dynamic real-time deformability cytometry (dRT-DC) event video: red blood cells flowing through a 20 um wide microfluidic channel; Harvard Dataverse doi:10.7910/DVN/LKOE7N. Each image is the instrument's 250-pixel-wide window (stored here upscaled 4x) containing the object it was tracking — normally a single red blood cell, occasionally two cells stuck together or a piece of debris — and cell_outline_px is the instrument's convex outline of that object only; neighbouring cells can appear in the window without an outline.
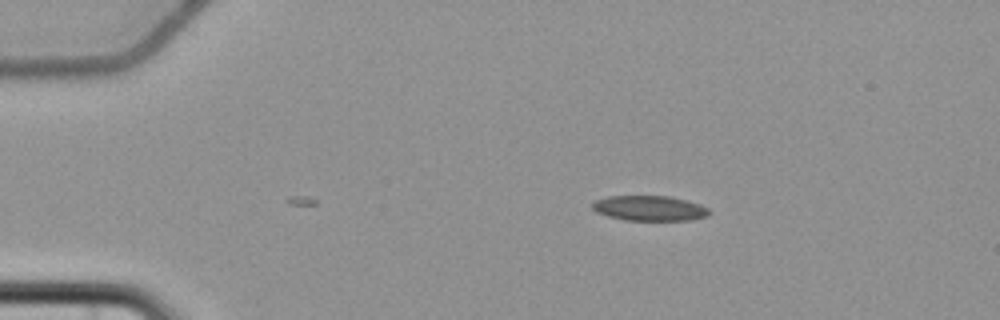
{"species": "common noctule bat (a hibernating species)", "species_latin": "Nyctalus noctula", "temperature_condition": "cold", "stored_images_in_passage": 2, "camera_frame_rate_fps": 3000, "um_per_image_px": 0.085, "animal": {"sex": "female", "body_mass_g": 22.7, "forearm_length_mm": 54.2}, "frame": {"image": 1, "passage_image": 2, "time_ms": 1.333, "image_size_px": [1000, 320], "cell_outline_px": [[712, 212], [708, 216], [692, 220], [624, 220], [608, 216], [596, 212], [592, 208], [592, 204], [596, 200], [608, 196], [668, 196], [700, 204], [708, 208]], "centroid_in_image_um": [55.23, 17.7], "position_along_channel_um": 29.8, "area_um2": 17.11}}